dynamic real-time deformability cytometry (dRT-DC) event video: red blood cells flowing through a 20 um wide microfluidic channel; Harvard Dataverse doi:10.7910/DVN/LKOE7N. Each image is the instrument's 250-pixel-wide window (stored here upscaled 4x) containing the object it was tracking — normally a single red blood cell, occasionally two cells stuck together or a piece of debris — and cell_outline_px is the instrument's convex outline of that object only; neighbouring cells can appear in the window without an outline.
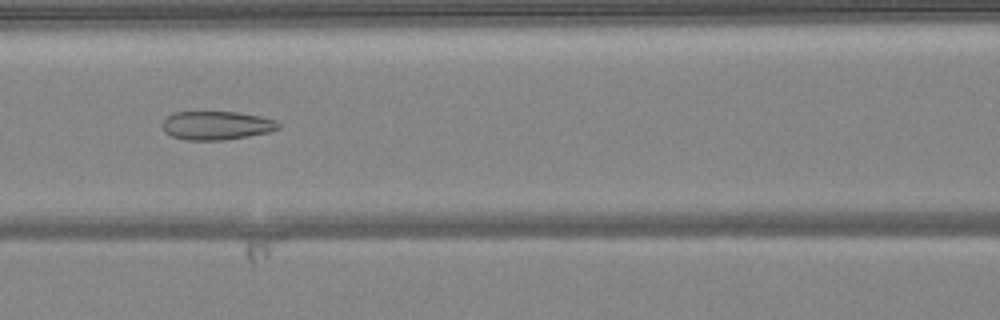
{"species": "common noctule bat (a hibernating species)", "species_latin": "Nyctalus noctula", "temperature_condition": "warm", "stored_images_in_passage": 50, "camera_frame_rate_fps": 3000, "um_per_image_px": 0.085, "animal": {"sex": "female", "body_mass_g": 24.6, "forearm_length_mm": 56.2}, "frame": {"image": 1, "passage_image": 22, "time_ms": 7.0, "image_size_px": [1000, 320], "cell_outline_px": [[280, 128], [268, 132], [248, 136], [224, 140], [184, 140], [172, 136], [164, 132], [160, 124], [172, 112], [236, 112], [260, 116], [276, 120], [280, 124]], "centroid_in_image_um": [18.37, 10.66], "position_along_channel_um": 148.2, "area_um2": 19.48}}
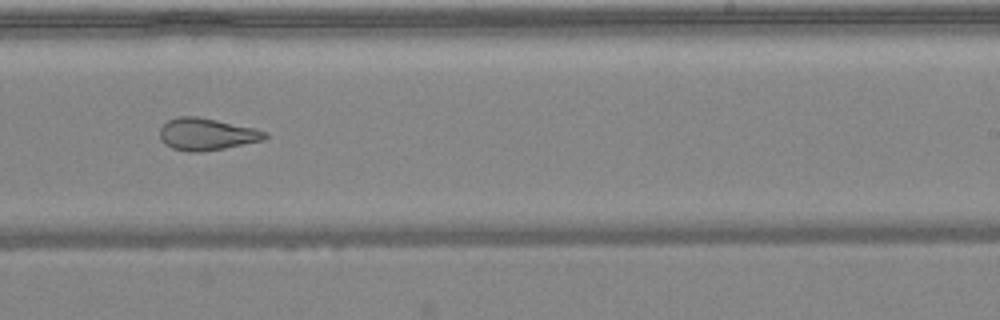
{"frame": {"image": 2, "passage_image": 31, "time_ms": 10.0, "image_size_px": [1000, 320], "cell_outline_px": [[268, 136], [264, 140], [224, 148], [200, 152], [188, 152], [172, 148], [164, 144], [160, 140], [160, 128], [168, 120], [180, 116], [196, 116], [256, 128], [268, 132]], "centroid_in_image_um": [17.57, 11.41], "position_along_channel_um": 271.4, "area_um2": 19.71}}
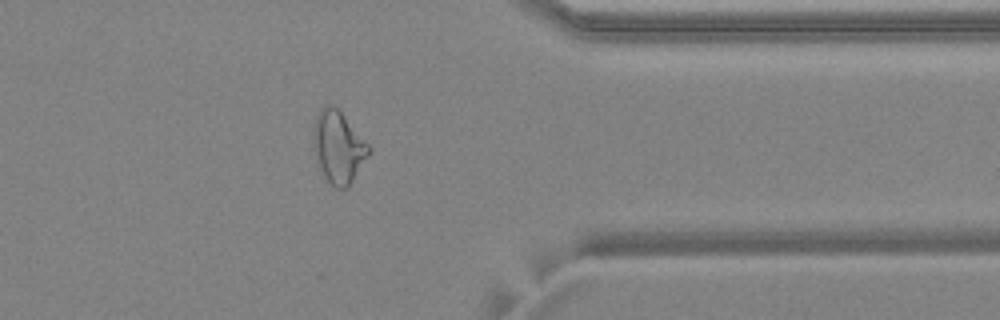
{"frame": {"image": 3, "passage_image": 40, "time_ms": 13.0, "image_size_px": [1000, 320], "cell_outline_px": [[372, 152], [348, 188], [336, 188], [324, 176], [320, 168], [312, 144], [312, 136], [316, 116], [320, 108], [324, 104], [332, 104], [344, 116], [372, 148]], "centroid_in_image_um": [28.77, 12.5], "position_along_channel_um": 382.6, "area_um2": 23.35}, "authors_computed_cell_mechanics": {"area_um2": 24.6228, "velocity_mm_per_s": 4.1148, "shape_relaxation_time_tau1_ms": null, "shape_relaxation_time_tau2_ms": 2.0666, "deformation_change_tau1": null, "deformation_change_tau2": 0.1056}}